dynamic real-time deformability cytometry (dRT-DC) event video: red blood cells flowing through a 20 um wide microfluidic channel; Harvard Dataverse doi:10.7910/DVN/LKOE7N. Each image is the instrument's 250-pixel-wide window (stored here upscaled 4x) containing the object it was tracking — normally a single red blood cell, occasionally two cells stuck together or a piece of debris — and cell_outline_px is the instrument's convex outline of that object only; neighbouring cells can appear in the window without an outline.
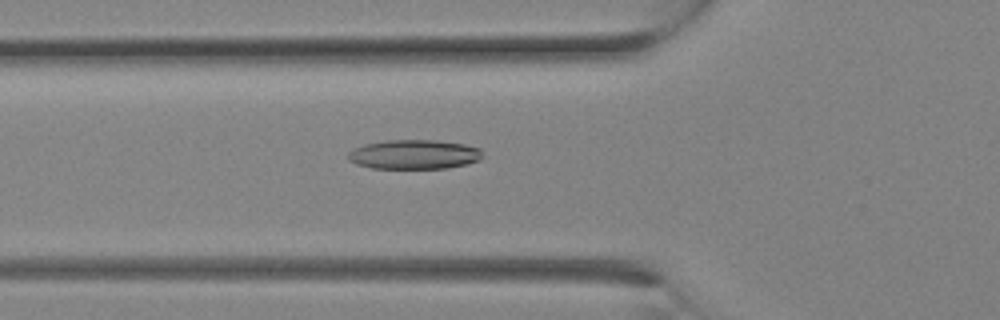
{"species": "Egyptian fruit bat (a non-hibernating species)", "species_latin": "Rousettus aegyptiacus", "temperature_condition": "room temperature", "stored_images_in_passage": 10, "camera_frame_rate_fps": 3000, "um_per_image_px": 0.085, "animal": {"sex": "female"}, "frame": {"image": 1, "passage_image": 2, "time_ms": 0.333, "image_size_px": [1000, 320], "cell_outline_px": [[484, 156], [480, 160], [468, 164], [448, 168], [372, 168], [356, 164], [348, 160], [348, 152], [352, 148], [364, 144], [388, 140], [436, 140], [464, 144], [480, 148]], "centroid_in_image_um": [35.21, 13.12], "position_along_channel_um": 90.6, "area_um2": 23.24}}
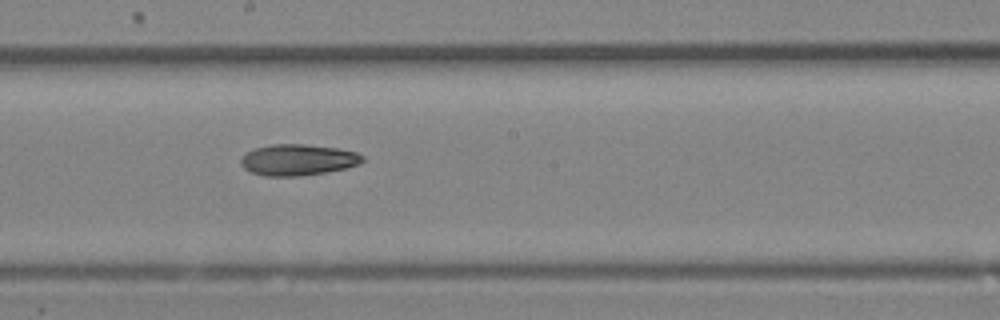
{"frame": {"image": 2, "passage_image": 7, "time_ms": 2.0, "image_size_px": [1000, 320], "cell_outline_px": [[364, 160], [360, 164], [344, 168], [324, 172], [300, 176], [264, 176], [252, 172], [244, 168], [240, 164], [240, 160], [252, 148], [272, 144], [304, 144], [336, 148], [356, 152], [364, 156]], "centroid_in_image_um": [25.31, 13.58], "position_along_channel_um": 222.9, "area_um2": 22.02}}
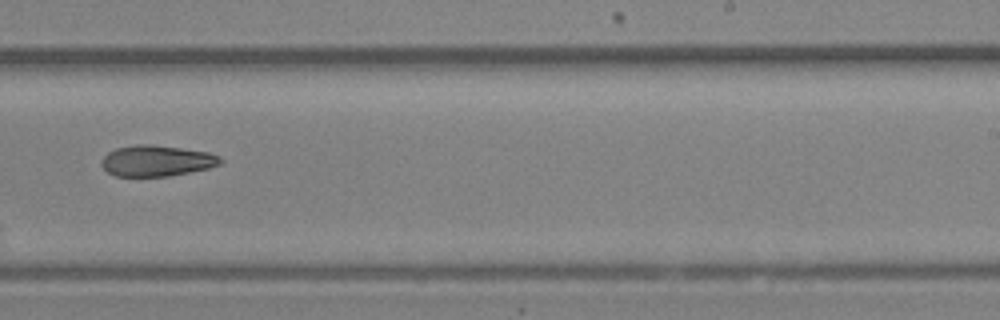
{"frame": {"image": 3, "passage_image": 9, "time_ms": 2.667, "image_size_px": [1000, 320], "cell_outline_px": [[224, 160], [220, 164], [208, 168], [168, 176], [116, 176], [108, 172], [100, 164], [100, 160], [108, 152], [116, 148], [140, 144], [148, 144], [180, 148], [208, 152], [220, 156]], "centroid_in_image_um": [13.3, 13.66], "position_along_channel_um": 275.7, "area_um2": 21.33}}